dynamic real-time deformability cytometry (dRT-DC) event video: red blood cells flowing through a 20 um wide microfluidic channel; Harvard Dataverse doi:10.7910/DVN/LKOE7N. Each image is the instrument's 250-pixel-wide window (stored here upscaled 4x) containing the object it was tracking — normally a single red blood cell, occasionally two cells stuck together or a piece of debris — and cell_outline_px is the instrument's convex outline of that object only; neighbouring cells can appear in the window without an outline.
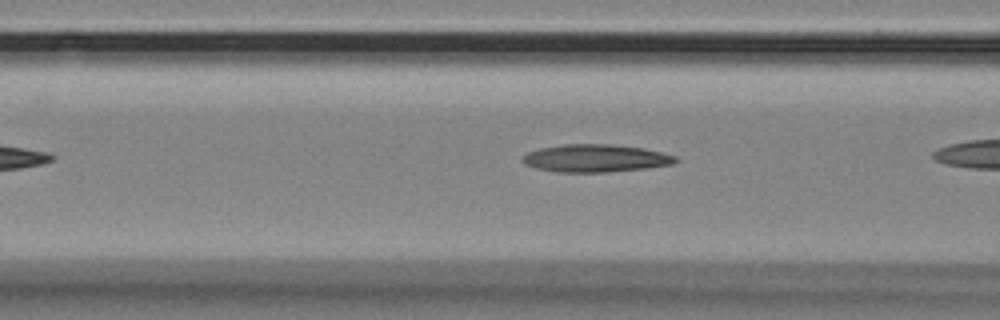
{"species": "Egyptian fruit bat (a non-hibernating species)", "species_latin": "Rousettus aegyptiacus", "temperature_condition": "room temperature", "stored_images_in_passage": 27, "camera_frame_rate_fps": 3000, "um_per_image_px": 0.085, "animal": {"sex": "female"}, "frame": {"image": 1, "passage_image": 5, "time_ms": 1.333, "image_size_px": [1000, 320], "cell_outline_px": [[676, 160], [672, 164], [644, 168], [608, 172], [556, 172], [536, 168], [524, 164], [520, 160], [528, 152], [540, 148], [564, 144], [608, 144], [644, 148], [676, 156]], "centroid_in_image_um": [50.57, 13.45], "position_along_channel_um": 116.0, "area_um2": 24.51}}
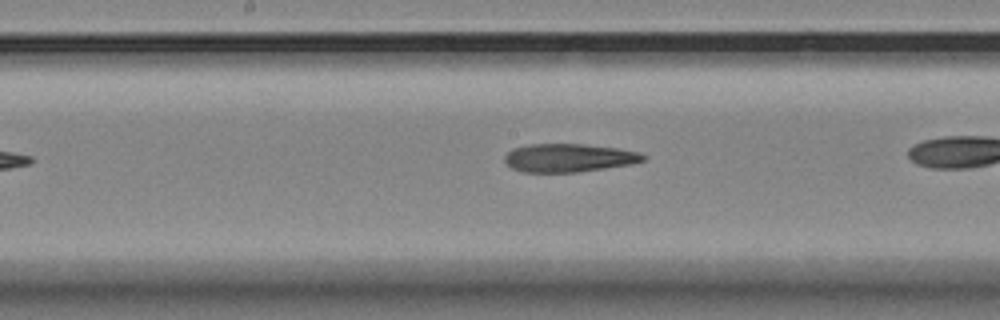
{"frame": {"image": 2, "passage_image": 12, "time_ms": 3.667, "image_size_px": [1000, 320], "cell_outline_px": [[644, 160], [632, 164], [576, 172], [524, 172], [512, 168], [504, 160], [504, 156], [512, 148], [528, 144], [584, 144], [616, 148], [640, 152], [644, 156]], "centroid_in_image_um": [48.32, 13.41], "position_along_channel_um": 199.9, "area_um2": 22.72}}
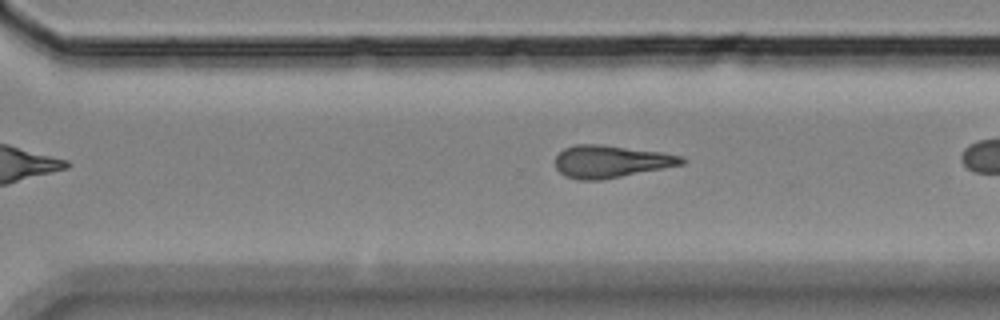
{"frame": {"image": 3, "passage_image": 22, "time_ms": 7.0, "image_size_px": [1000, 320], "cell_outline_px": [[684, 164], [600, 180], [576, 180], [564, 176], [556, 168], [556, 156], [564, 148], [576, 144], [600, 144], [664, 152], [680, 156], [684, 160]], "centroid_in_image_um": [51.88, 13.72], "position_along_channel_um": 318.7, "area_um2": 23.76}}